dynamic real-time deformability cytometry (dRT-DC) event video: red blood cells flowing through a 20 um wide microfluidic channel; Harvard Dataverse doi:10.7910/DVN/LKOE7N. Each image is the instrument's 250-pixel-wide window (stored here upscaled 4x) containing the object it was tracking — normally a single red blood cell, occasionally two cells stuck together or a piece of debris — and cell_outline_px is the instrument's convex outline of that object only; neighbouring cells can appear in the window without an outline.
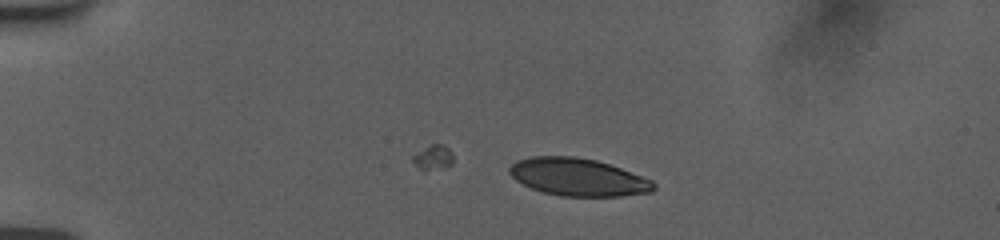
{"species": "human", "species_latin": "Homo sapiens", "temperature_condition": "room temperature", "stored_images_in_passage": 11, "camera_frame_rate_fps": 3000, "um_per_image_px": 0.085, "donor": {"sex": "female"}, "frame": {"image": 1, "passage_image": 1, "time_ms": 0.0, "image_size_px": [1000, 240], "cell_outline_px": [[656, 188], [652, 192], [620, 196], [560, 196], [544, 192], [532, 188], [516, 180], [508, 172], [508, 168], [516, 160], [532, 156], [576, 156], [596, 160], [620, 168], [652, 180], [656, 184]], "centroid_in_image_um": [49.13, 15.05], "position_along_channel_um": 35.9, "area_um2": 31.56}}
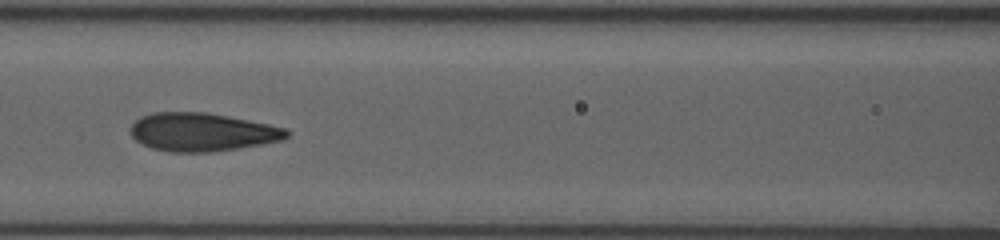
{"frame": {"image": 2, "passage_image": 7, "time_ms": 4.667, "image_size_px": [1000, 240], "cell_outline_px": [[288, 136], [284, 140], [240, 148], [212, 152], [168, 152], [152, 148], [136, 140], [132, 136], [132, 124], [140, 116], [152, 112], [204, 112], [228, 116], [268, 124], [284, 128], [288, 132]], "centroid_in_image_um": [17.18, 11.23], "position_along_channel_um": 149.4, "area_um2": 34.74}}
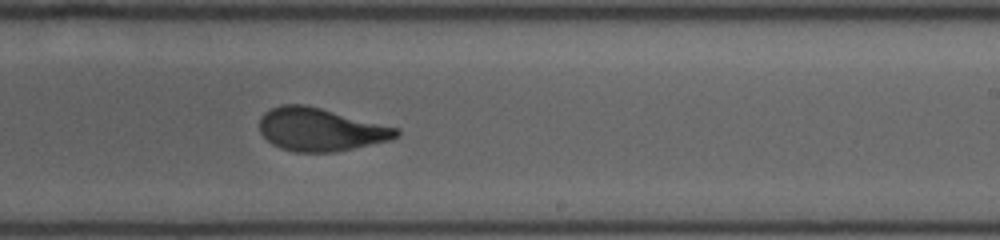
{"frame": {"image": 3, "passage_image": 11, "time_ms": 7.667, "image_size_px": [1000, 240], "cell_outline_px": [[400, 136], [392, 140], [336, 152], [296, 152], [280, 148], [272, 144], [260, 132], [260, 116], [264, 112], [280, 104], [304, 104], [400, 128]], "centroid_in_image_um": [27.26, 11.01], "position_along_channel_um": 261.7, "area_um2": 34.45}}